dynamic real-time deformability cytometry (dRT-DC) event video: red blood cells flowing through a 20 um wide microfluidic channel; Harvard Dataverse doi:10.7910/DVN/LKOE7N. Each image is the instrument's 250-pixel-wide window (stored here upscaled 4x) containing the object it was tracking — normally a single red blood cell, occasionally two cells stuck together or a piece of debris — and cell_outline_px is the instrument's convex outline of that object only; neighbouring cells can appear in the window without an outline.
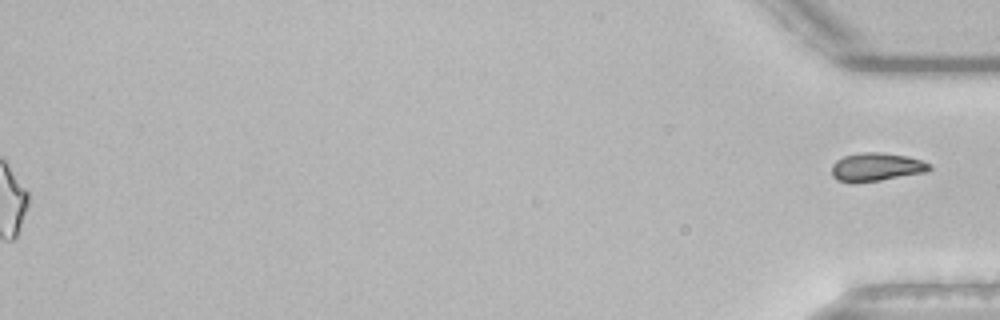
{"species": "common noctule bat (a hibernating species)", "species_latin": "Nyctalus noctula", "temperature_condition": "room temperature", "stored_images_in_passage": 54, "segment_of_instrument_passage": [2, 2], "camera_frame_rate_fps": 3000, "um_per_image_px": 0.085, "animal": {"sex": "male", "body_mass_g": 21.5, "forearm_length_mm": 52.0}, "frame": {"image": 1, "passage_image": 54, "time_ms": 17.667, "image_size_px": [1000, 320], "cell_outline_px": [[932, 168], [924, 172], [880, 180], [852, 184], [836, 180], [832, 176], [832, 164], [836, 160], [844, 156], [860, 152], [880, 152], [908, 156], [920, 160], [928, 164]], "centroid_in_image_um": [74.41, 14.2], "position_along_channel_um": 360.8, "area_um2": 16.18}}